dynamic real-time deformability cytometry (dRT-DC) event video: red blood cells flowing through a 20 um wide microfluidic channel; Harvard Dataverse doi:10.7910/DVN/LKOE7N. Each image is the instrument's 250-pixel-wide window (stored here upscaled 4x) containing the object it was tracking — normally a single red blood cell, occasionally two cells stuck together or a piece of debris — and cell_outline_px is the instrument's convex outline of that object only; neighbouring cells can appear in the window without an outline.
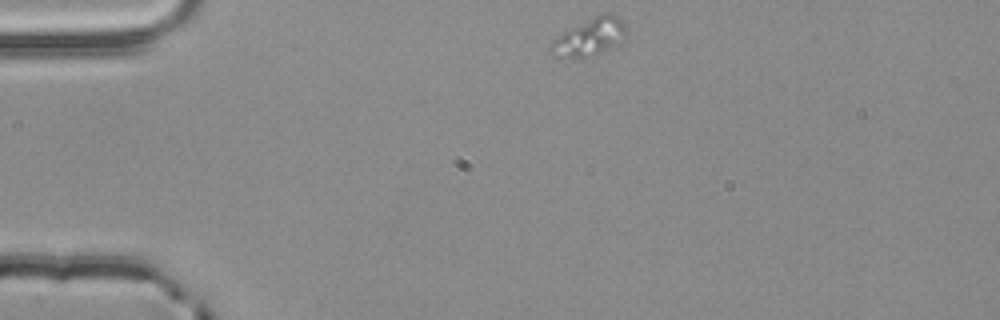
{"species": "common noctule bat (a hibernating species)", "species_latin": "Nyctalus noctula", "temperature_condition": "room temperature", "stored_images_in_passage": 44, "camera_frame_rate_fps": 3000, "um_per_image_px": 0.085, "animal": {"sex": "male", "body_mass_g": 20.4}, "frame": {"image": 1, "passage_image": 1, "time_ms": 0.0, "image_size_px": [1000, 320], "cell_outline_px": [[624, 36], [584, 60], [580, 60], [552, 56], [548, 48], [552, 40], [568, 28], [604, 12], [608, 12], [624, 20]], "centroid_in_image_um": [49.98, 3.16], "position_along_channel_um": 35.0, "area_um2": 16.24}}